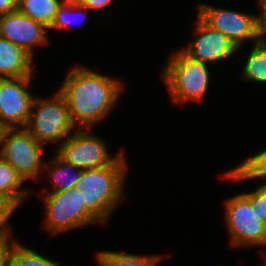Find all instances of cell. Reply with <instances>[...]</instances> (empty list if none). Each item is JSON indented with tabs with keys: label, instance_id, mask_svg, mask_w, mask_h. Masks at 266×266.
I'll return each mask as SVG.
<instances>
[{
	"label": "cell",
	"instance_id": "cell-2",
	"mask_svg": "<svg viewBox=\"0 0 266 266\" xmlns=\"http://www.w3.org/2000/svg\"><path fill=\"white\" fill-rule=\"evenodd\" d=\"M127 163L83 170L76 187L83 190L86 210L99 222L109 220L112 211L123 201Z\"/></svg>",
	"mask_w": 266,
	"mask_h": 266
},
{
	"label": "cell",
	"instance_id": "cell-19",
	"mask_svg": "<svg viewBox=\"0 0 266 266\" xmlns=\"http://www.w3.org/2000/svg\"><path fill=\"white\" fill-rule=\"evenodd\" d=\"M241 77L246 81L266 83V44L261 39L254 43Z\"/></svg>",
	"mask_w": 266,
	"mask_h": 266
},
{
	"label": "cell",
	"instance_id": "cell-17",
	"mask_svg": "<svg viewBox=\"0 0 266 266\" xmlns=\"http://www.w3.org/2000/svg\"><path fill=\"white\" fill-rule=\"evenodd\" d=\"M161 256L135 255L114 251H101L97 255L100 266H155Z\"/></svg>",
	"mask_w": 266,
	"mask_h": 266
},
{
	"label": "cell",
	"instance_id": "cell-16",
	"mask_svg": "<svg viewBox=\"0 0 266 266\" xmlns=\"http://www.w3.org/2000/svg\"><path fill=\"white\" fill-rule=\"evenodd\" d=\"M53 164H44L43 170L48 169L50 177L53 179L54 190L53 192L65 191L76 187L77 182L80 180L82 170L65 162L57 154L53 159ZM75 169L74 173L70 174Z\"/></svg>",
	"mask_w": 266,
	"mask_h": 266
},
{
	"label": "cell",
	"instance_id": "cell-20",
	"mask_svg": "<svg viewBox=\"0 0 266 266\" xmlns=\"http://www.w3.org/2000/svg\"><path fill=\"white\" fill-rule=\"evenodd\" d=\"M9 266H61L59 262H53L38 254L35 250L29 249L19 242L14 246Z\"/></svg>",
	"mask_w": 266,
	"mask_h": 266
},
{
	"label": "cell",
	"instance_id": "cell-1",
	"mask_svg": "<svg viewBox=\"0 0 266 266\" xmlns=\"http://www.w3.org/2000/svg\"><path fill=\"white\" fill-rule=\"evenodd\" d=\"M59 89L67 102L74 126L92 127L104 119L116 104L123 84L91 69L74 67Z\"/></svg>",
	"mask_w": 266,
	"mask_h": 266
},
{
	"label": "cell",
	"instance_id": "cell-14",
	"mask_svg": "<svg viewBox=\"0 0 266 266\" xmlns=\"http://www.w3.org/2000/svg\"><path fill=\"white\" fill-rule=\"evenodd\" d=\"M23 183L15 169L0 157V200L18 208L29 193V190L19 189Z\"/></svg>",
	"mask_w": 266,
	"mask_h": 266
},
{
	"label": "cell",
	"instance_id": "cell-22",
	"mask_svg": "<svg viewBox=\"0 0 266 266\" xmlns=\"http://www.w3.org/2000/svg\"><path fill=\"white\" fill-rule=\"evenodd\" d=\"M250 201L251 207L260 218V222L266 225V182L256 188L255 191L243 193Z\"/></svg>",
	"mask_w": 266,
	"mask_h": 266
},
{
	"label": "cell",
	"instance_id": "cell-25",
	"mask_svg": "<svg viewBox=\"0 0 266 266\" xmlns=\"http://www.w3.org/2000/svg\"><path fill=\"white\" fill-rule=\"evenodd\" d=\"M259 6L262 9V15L257 16L258 18V30L260 35H266V0H259Z\"/></svg>",
	"mask_w": 266,
	"mask_h": 266
},
{
	"label": "cell",
	"instance_id": "cell-12",
	"mask_svg": "<svg viewBox=\"0 0 266 266\" xmlns=\"http://www.w3.org/2000/svg\"><path fill=\"white\" fill-rule=\"evenodd\" d=\"M47 28L18 10L0 16V37L23 48L32 57L36 45L48 43ZM34 46V47H33Z\"/></svg>",
	"mask_w": 266,
	"mask_h": 266
},
{
	"label": "cell",
	"instance_id": "cell-13",
	"mask_svg": "<svg viewBox=\"0 0 266 266\" xmlns=\"http://www.w3.org/2000/svg\"><path fill=\"white\" fill-rule=\"evenodd\" d=\"M33 60L23 48L0 37V78L33 77Z\"/></svg>",
	"mask_w": 266,
	"mask_h": 266
},
{
	"label": "cell",
	"instance_id": "cell-21",
	"mask_svg": "<svg viewBox=\"0 0 266 266\" xmlns=\"http://www.w3.org/2000/svg\"><path fill=\"white\" fill-rule=\"evenodd\" d=\"M87 11L88 8L81 5L76 0H64L59 6L58 12L55 14V18L52 22L50 29H68L70 28L69 26H71V23H73V17L76 15V12L80 15L82 13L83 15H86Z\"/></svg>",
	"mask_w": 266,
	"mask_h": 266
},
{
	"label": "cell",
	"instance_id": "cell-8",
	"mask_svg": "<svg viewBox=\"0 0 266 266\" xmlns=\"http://www.w3.org/2000/svg\"><path fill=\"white\" fill-rule=\"evenodd\" d=\"M225 223L232 246H266V225L252 209L250 201L238 194L225 202Z\"/></svg>",
	"mask_w": 266,
	"mask_h": 266
},
{
	"label": "cell",
	"instance_id": "cell-5",
	"mask_svg": "<svg viewBox=\"0 0 266 266\" xmlns=\"http://www.w3.org/2000/svg\"><path fill=\"white\" fill-rule=\"evenodd\" d=\"M0 157L26 181L37 178L44 166L43 146L25 128H4L0 135Z\"/></svg>",
	"mask_w": 266,
	"mask_h": 266
},
{
	"label": "cell",
	"instance_id": "cell-26",
	"mask_svg": "<svg viewBox=\"0 0 266 266\" xmlns=\"http://www.w3.org/2000/svg\"><path fill=\"white\" fill-rule=\"evenodd\" d=\"M17 1L18 0H0V16L16 11Z\"/></svg>",
	"mask_w": 266,
	"mask_h": 266
},
{
	"label": "cell",
	"instance_id": "cell-4",
	"mask_svg": "<svg viewBox=\"0 0 266 266\" xmlns=\"http://www.w3.org/2000/svg\"><path fill=\"white\" fill-rule=\"evenodd\" d=\"M49 100L34 98L24 127L41 145L64 141L75 129L64 96L57 91Z\"/></svg>",
	"mask_w": 266,
	"mask_h": 266
},
{
	"label": "cell",
	"instance_id": "cell-9",
	"mask_svg": "<svg viewBox=\"0 0 266 266\" xmlns=\"http://www.w3.org/2000/svg\"><path fill=\"white\" fill-rule=\"evenodd\" d=\"M197 15L208 26L227 36L238 49L247 39H253L255 43L261 38L256 15L206 4L198 5Z\"/></svg>",
	"mask_w": 266,
	"mask_h": 266
},
{
	"label": "cell",
	"instance_id": "cell-23",
	"mask_svg": "<svg viewBox=\"0 0 266 266\" xmlns=\"http://www.w3.org/2000/svg\"><path fill=\"white\" fill-rule=\"evenodd\" d=\"M16 209L13 204L0 200V242L10 239L12 228L8 226V222Z\"/></svg>",
	"mask_w": 266,
	"mask_h": 266
},
{
	"label": "cell",
	"instance_id": "cell-11",
	"mask_svg": "<svg viewBox=\"0 0 266 266\" xmlns=\"http://www.w3.org/2000/svg\"><path fill=\"white\" fill-rule=\"evenodd\" d=\"M195 22L197 38L181 49L184 54L193 60L209 64L227 59L237 52V46L227 36L208 26L198 15Z\"/></svg>",
	"mask_w": 266,
	"mask_h": 266
},
{
	"label": "cell",
	"instance_id": "cell-10",
	"mask_svg": "<svg viewBox=\"0 0 266 266\" xmlns=\"http://www.w3.org/2000/svg\"><path fill=\"white\" fill-rule=\"evenodd\" d=\"M32 77L0 78V126L24 128L35 96L27 88Z\"/></svg>",
	"mask_w": 266,
	"mask_h": 266
},
{
	"label": "cell",
	"instance_id": "cell-24",
	"mask_svg": "<svg viewBox=\"0 0 266 266\" xmlns=\"http://www.w3.org/2000/svg\"><path fill=\"white\" fill-rule=\"evenodd\" d=\"M10 240L0 242V266H9L12 251L18 243V241L13 240L10 244Z\"/></svg>",
	"mask_w": 266,
	"mask_h": 266
},
{
	"label": "cell",
	"instance_id": "cell-6",
	"mask_svg": "<svg viewBox=\"0 0 266 266\" xmlns=\"http://www.w3.org/2000/svg\"><path fill=\"white\" fill-rule=\"evenodd\" d=\"M45 226L53 234L99 223L87 210L83 190L77 187L44 195Z\"/></svg>",
	"mask_w": 266,
	"mask_h": 266
},
{
	"label": "cell",
	"instance_id": "cell-7",
	"mask_svg": "<svg viewBox=\"0 0 266 266\" xmlns=\"http://www.w3.org/2000/svg\"><path fill=\"white\" fill-rule=\"evenodd\" d=\"M57 155L82 171L106 167L112 163H126L122 152L115 157L111 156L103 140L82 128L59 144Z\"/></svg>",
	"mask_w": 266,
	"mask_h": 266
},
{
	"label": "cell",
	"instance_id": "cell-28",
	"mask_svg": "<svg viewBox=\"0 0 266 266\" xmlns=\"http://www.w3.org/2000/svg\"><path fill=\"white\" fill-rule=\"evenodd\" d=\"M261 36V40L266 44V35H260Z\"/></svg>",
	"mask_w": 266,
	"mask_h": 266
},
{
	"label": "cell",
	"instance_id": "cell-15",
	"mask_svg": "<svg viewBox=\"0 0 266 266\" xmlns=\"http://www.w3.org/2000/svg\"><path fill=\"white\" fill-rule=\"evenodd\" d=\"M64 0H18L17 10L50 29L55 14Z\"/></svg>",
	"mask_w": 266,
	"mask_h": 266
},
{
	"label": "cell",
	"instance_id": "cell-3",
	"mask_svg": "<svg viewBox=\"0 0 266 266\" xmlns=\"http://www.w3.org/2000/svg\"><path fill=\"white\" fill-rule=\"evenodd\" d=\"M162 77L174 102L202 101L209 86L206 63L191 59L182 51L167 61Z\"/></svg>",
	"mask_w": 266,
	"mask_h": 266
},
{
	"label": "cell",
	"instance_id": "cell-27",
	"mask_svg": "<svg viewBox=\"0 0 266 266\" xmlns=\"http://www.w3.org/2000/svg\"><path fill=\"white\" fill-rule=\"evenodd\" d=\"M76 1H78L81 5H83L86 8L100 9L108 6L112 0H76Z\"/></svg>",
	"mask_w": 266,
	"mask_h": 266
},
{
	"label": "cell",
	"instance_id": "cell-18",
	"mask_svg": "<svg viewBox=\"0 0 266 266\" xmlns=\"http://www.w3.org/2000/svg\"><path fill=\"white\" fill-rule=\"evenodd\" d=\"M230 180L240 181L262 178L266 180V149L256 153L225 175Z\"/></svg>",
	"mask_w": 266,
	"mask_h": 266
}]
</instances>
